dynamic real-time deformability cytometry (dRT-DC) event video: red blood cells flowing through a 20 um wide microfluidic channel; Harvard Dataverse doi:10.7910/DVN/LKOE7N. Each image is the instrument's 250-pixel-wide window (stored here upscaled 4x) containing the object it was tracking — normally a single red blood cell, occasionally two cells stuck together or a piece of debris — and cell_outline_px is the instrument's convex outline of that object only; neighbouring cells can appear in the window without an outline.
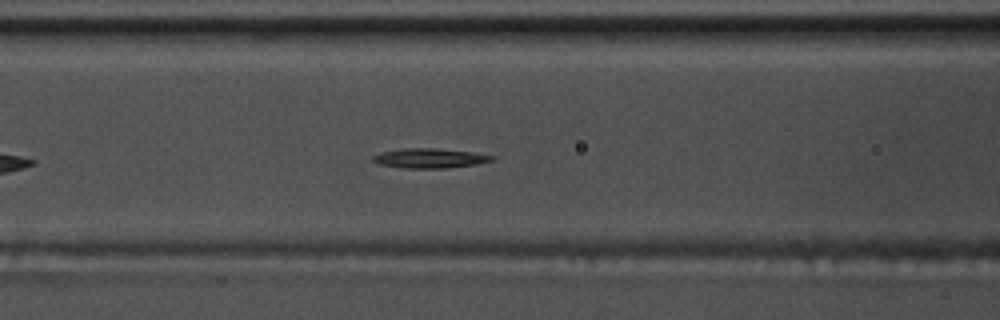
{"species": "common noctule bat (a hibernating species)", "species_latin": "Nyctalus noctula", "temperature_condition": "warm", "stored_images_in_passage": 38, "camera_frame_rate_fps": 3000, "um_per_image_px": 0.085, "animal": {"sex": "male", "body_mass_g": 17.5, "forearm_length_mm": 52.3}, "frame": {"image": 1, "passage_image": 11, "time_ms": 3.333, "image_size_px": [1000, 320], "cell_outline_px": [[496, 156], [492, 160], [476, 164], [444, 168], [400, 168], [380, 164], [372, 160], [372, 156], [380, 152], [404, 148], [432, 148], [472, 152]], "centroid_in_image_um": [36.48, 13.45], "position_along_channel_um": 130.1, "area_um2": 13.53}}
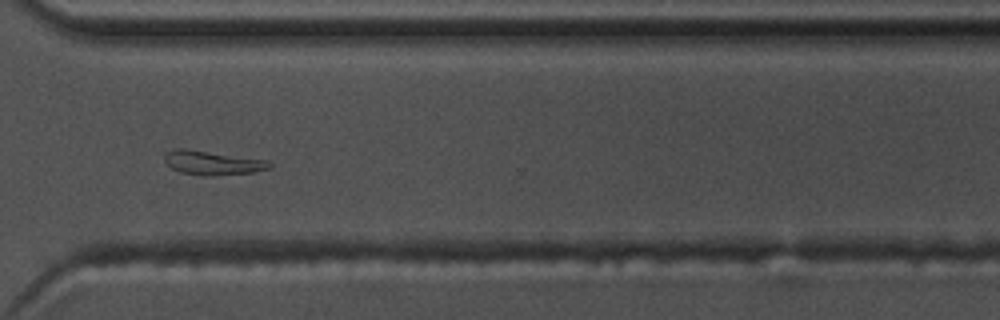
{"frame": {"image": 2, "passage_image": 29, "time_ms": 9.333, "image_size_px": [1000, 320], "cell_outline_px": [[272, 168], [252, 172], [212, 176], [204, 176], [180, 172], [172, 168], [164, 160], [164, 152], [176, 148], [184, 148], [264, 160], [272, 164]], "centroid_in_image_um": [18.01, 13.84], "position_along_channel_um": 352.6, "area_um2": 14.57}}
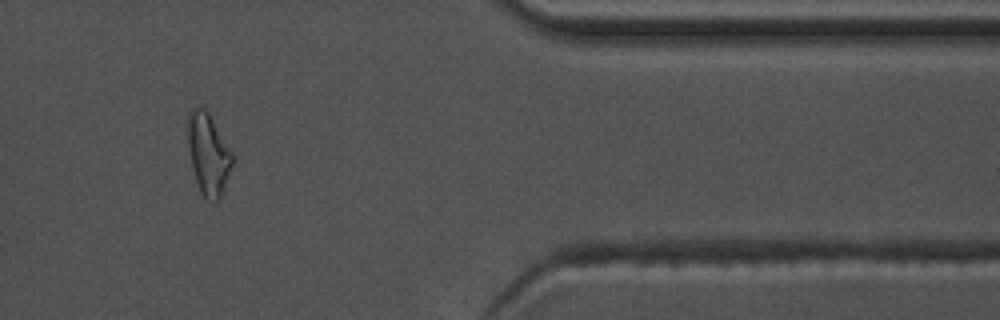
{"frame": {"image": 3, "passage_image": 31, "time_ms": 10.0, "image_size_px": [1000, 320], "cell_outline_px": [[232, 164], [224, 188], [220, 196], [216, 200], [208, 200], [200, 192], [192, 168], [188, 148], [188, 116], [192, 108], [204, 108], [208, 112], [232, 152]], "centroid_in_image_um": [17.69, 13.09], "position_along_channel_um": 393.7, "area_um2": 20.63}, "authors_computed_cell_mechanics": {"area_um2": 13.8142, "velocity_mm_per_s": 3.7129, "shape_relaxation_time_tau1_ms": 4.2759, "shape_relaxation_time_tau2_ms": null, "deformation_change_tau1": 0.1804, "deformation_change_tau2": null}}